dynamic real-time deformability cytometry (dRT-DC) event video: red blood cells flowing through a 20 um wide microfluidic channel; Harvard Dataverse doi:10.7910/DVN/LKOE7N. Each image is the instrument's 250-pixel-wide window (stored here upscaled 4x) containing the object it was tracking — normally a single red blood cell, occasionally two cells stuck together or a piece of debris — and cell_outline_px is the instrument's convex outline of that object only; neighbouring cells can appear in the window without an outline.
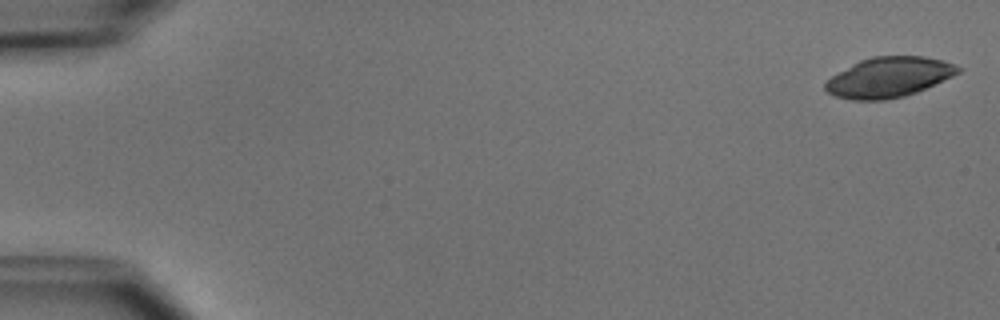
{"species": "common noctule bat (a hibernating species)", "species_latin": "Nyctalus noctula", "temperature_condition": "cold", "stored_images_in_passage": 5, "camera_frame_rate_fps": 3000, "um_per_image_px": 0.085, "animal": {"sex": "male", "body_mass_g": 15.6}, "frame": {"image": 1, "passage_image": 1, "time_ms": 0.0, "image_size_px": [1000, 320], "cell_outline_px": [[964, 68], [960, 72], [952, 76], [916, 92], [904, 96], [884, 100], [852, 100], [836, 96], [828, 92], [824, 88], [824, 84], [832, 76], [860, 60], [872, 56], [924, 56], [944, 60], [956, 64]], "centroid_in_image_um": [75.59, 6.55], "position_along_channel_um": 9.4, "area_um2": 30.92}}
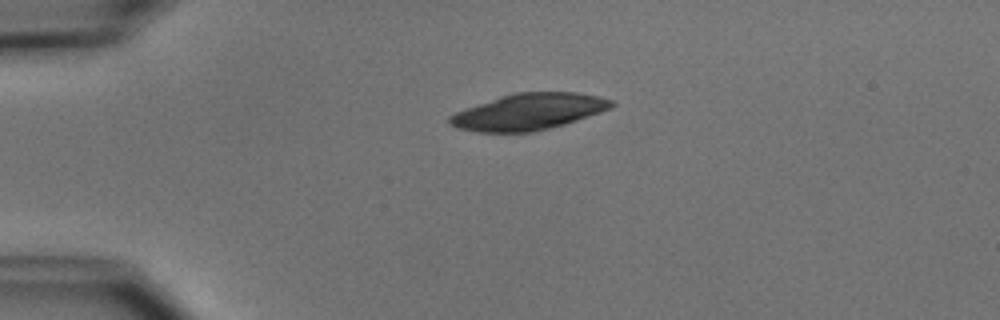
{"frame": {"image": 2, "passage_image": 3, "time_ms": 3.667, "image_size_px": [1000, 320], "cell_outline_px": [[616, 104], [612, 108], [564, 124], [532, 132], [476, 132], [456, 128], [448, 124], [448, 116], [464, 108], [500, 96], [516, 92], [576, 92], [600, 96], [612, 100]], "centroid_in_image_um": [44.91, 9.49], "position_along_channel_um": 40.1, "area_um2": 34.39}}